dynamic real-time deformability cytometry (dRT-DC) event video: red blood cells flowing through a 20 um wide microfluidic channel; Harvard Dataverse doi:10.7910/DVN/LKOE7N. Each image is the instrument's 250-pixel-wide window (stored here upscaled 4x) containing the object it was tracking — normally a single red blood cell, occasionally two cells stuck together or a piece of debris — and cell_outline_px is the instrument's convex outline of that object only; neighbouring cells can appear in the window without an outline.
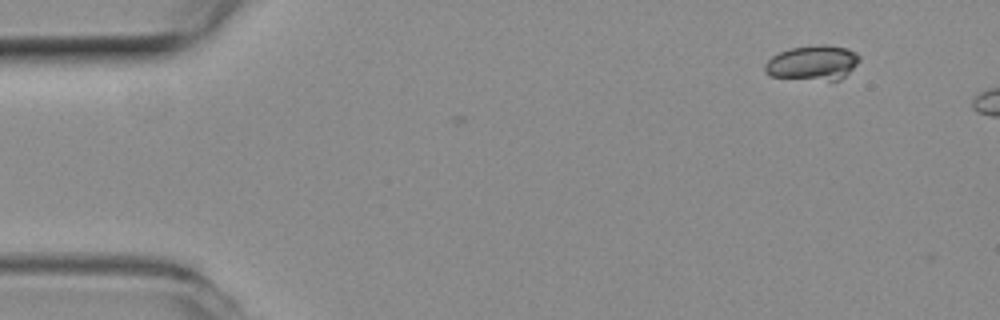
{"species": "common noctule bat (a hibernating species)", "species_latin": "Nyctalus noctula", "temperature_condition": "room temperature", "stored_images_in_passage": 2, "camera_frame_rate_fps": 3000, "um_per_image_px": 0.085, "animal": {"sex": "female", "body_mass_g": 19.3, "forearm_length_mm": 54.1}, "frame": {"image": 1, "passage_image": 2, "time_ms": 0.333, "image_size_px": [1000, 320], "cell_outline_px": [[860, 60], [840, 80], [828, 80], [772, 76], [764, 72], [764, 64], [772, 56], [780, 52], [792, 48], [816, 44], [824, 44], [848, 48], [856, 52], [860, 56]], "centroid_in_image_um": [69.09, 5.31], "position_along_channel_um": 15.9, "area_um2": 19.02}}